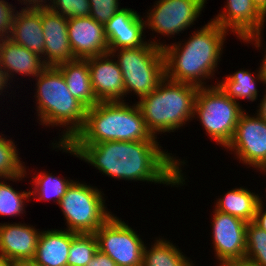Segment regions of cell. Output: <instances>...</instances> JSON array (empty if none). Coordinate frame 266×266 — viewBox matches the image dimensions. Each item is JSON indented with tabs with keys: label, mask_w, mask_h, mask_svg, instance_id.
Listing matches in <instances>:
<instances>
[{
	"label": "cell",
	"mask_w": 266,
	"mask_h": 266,
	"mask_svg": "<svg viewBox=\"0 0 266 266\" xmlns=\"http://www.w3.org/2000/svg\"><path fill=\"white\" fill-rule=\"evenodd\" d=\"M0 65L9 83L14 73L37 77L47 67L39 54L29 51L10 38L0 40Z\"/></svg>",
	"instance_id": "d6986e66"
},
{
	"label": "cell",
	"mask_w": 266,
	"mask_h": 266,
	"mask_svg": "<svg viewBox=\"0 0 266 266\" xmlns=\"http://www.w3.org/2000/svg\"><path fill=\"white\" fill-rule=\"evenodd\" d=\"M198 89L195 85L165 77L154 91L137 102L153 137L156 138L160 132H174L194 118Z\"/></svg>",
	"instance_id": "5b68a950"
},
{
	"label": "cell",
	"mask_w": 266,
	"mask_h": 266,
	"mask_svg": "<svg viewBox=\"0 0 266 266\" xmlns=\"http://www.w3.org/2000/svg\"><path fill=\"white\" fill-rule=\"evenodd\" d=\"M264 84L263 78L258 72L252 76L249 70H239L232 75H227L221 82H217L216 85L222 90L228 97L237 102L238 99H247L255 101L258 96V89L256 87V80Z\"/></svg>",
	"instance_id": "d4e9b609"
},
{
	"label": "cell",
	"mask_w": 266,
	"mask_h": 266,
	"mask_svg": "<svg viewBox=\"0 0 266 266\" xmlns=\"http://www.w3.org/2000/svg\"><path fill=\"white\" fill-rule=\"evenodd\" d=\"M259 170H260V172L262 171L263 173L266 174V164L261 169H259Z\"/></svg>",
	"instance_id": "ee69618b"
},
{
	"label": "cell",
	"mask_w": 266,
	"mask_h": 266,
	"mask_svg": "<svg viewBox=\"0 0 266 266\" xmlns=\"http://www.w3.org/2000/svg\"><path fill=\"white\" fill-rule=\"evenodd\" d=\"M17 266H43V265L37 264L33 261H25L18 263Z\"/></svg>",
	"instance_id": "7bdbcfd3"
},
{
	"label": "cell",
	"mask_w": 266,
	"mask_h": 266,
	"mask_svg": "<svg viewBox=\"0 0 266 266\" xmlns=\"http://www.w3.org/2000/svg\"><path fill=\"white\" fill-rule=\"evenodd\" d=\"M212 218V244L216 259L244 260L246 254V225L244 220L214 209Z\"/></svg>",
	"instance_id": "4fadbf2b"
},
{
	"label": "cell",
	"mask_w": 266,
	"mask_h": 266,
	"mask_svg": "<svg viewBox=\"0 0 266 266\" xmlns=\"http://www.w3.org/2000/svg\"><path fill=\"white\" fill-rule=\"evenodd\" d=\"M49 4L50 10L67 19L88 17L90 15L91 5L89 0H51Z\"/></svg>",
	"instance_id": "4dcf8cb0"
},
{
	"label": "cell",
	"mask_w": 266,
	"mask_h": 266,
	"mask_svg": "<svg viewBox=\"0 0 266 266\" xmlns=\"http://www.w3.org/2000/svg\"><path fill=\"white\" fill-rule=\"evenodd\" d=\"M147 13L145 27L161 35L179 34L197 20L206 0H158ZM203 8V9H202Z\"/></svg>",
	"instance_id": "30bf717a"
},
{
	"label": "cell",
	"mask_w": 266,
	"mask_h": 266,
	"mask_svg": "<svg viewBox=\"0 0 266 266\" xmlns=\"http://www.w3.org/2000/svg\"><path fill=\"white\" fill-rule=\"evenodd\" d=\"M218 266H257L248 260L222 261Z\"/></svg>",
	"instance_id": "8d00e7d4"
},
{
	"label": "cell",
	"mask_w": 266,
	"mask_h": 266,
	"mask_svg": "<svg viewBox=\"0 0 266 266\" xmlns=\"http://www.w3.org/2000/svg\"><path fill=\"white\" fill-rule=\"evenodd\" d=\"M97 250L95 234H77L71 241L67 266H86Z\"/></svg>",
	"instance_id": "83f0119b"
},
{
	"label": "cell",
	"mask_w": 266,
	"mask_h": 266,
	"mask_svg": "<svg viewBox=\"0 0 266 266\" xmlns=\"http://www.w3.org/2000/svg\"><path fill=\"white\" fill-rule=\"evenodd\" d=\"M245 260L257 266H266V231L253 221L246 225Z\"/></svg>",
	"instance_id": "f1b7e54d"
},
{
	"label": "cell",
	"mask_w": 266,
	"mask_h": 266,
	"mask_svg": "<svg viewBox=\"0 0 266 266\" xmlns=\"http://www.w3.org/2000/svg\"><path fill=\"white\" fill-rule=\"evenodd\" d=\"M142 266H194L173 243L156 238L150 250L144 245Z\"/></svg>",
	"instance_id": "cb8c5ba5"
},
{
	"label": "cell",
	"mask_w": 266,
	"mask_h": 266,
	"mask_svg": "<svg viewBox=\"0 0 266 266\" xmlns=\"http://www.w3.org/2000/svg\"><path fill=\"white\" fill-rule=\"evenodd\" d=\"M39 229L21 223H0V256L18 264L32 261L36 254Z\"/></svg>",
	"instance_id": "ac0fdd59"
},
{
	"label": "cell",
	"mask_w": 266,
	"mask_h": 266,
	"mask_svg": "<svg viewBox=\"0 0 266 266\" xmlns=\"http://www.w3.org/2000/svg\"><path fill=\"white\" fill-rule=\"evenodd\" d=\"M244 109L228 97L217 85L199 87L194 103L197 114L207 135L224 148L228 146Z\"/></svg>",
	"instance_id": "52a82bcc"
},
{
	"label": "cell",
	"mask_w": 266,
	"mask_h": 266,
	"mask_svg": "<svg viewBox=\"0 0 266 266\" xmlns=\"http://www.w3.org/2000/svg\"><path fill=\"white\" fill-rule=\"evenodd\" d=\"M194 32L183 46L179 42L170 46L164 44L165 77L174 82L207 87L204 80L211 79L216 71L228 31L210 20Z\"/></svg>",
	"instance_id": "7a4b0ae2"
},
{
	"label": "cell",
	"mask_w": 266,
	"mask_h": 266,
	"mask_svg": "<svg viewBox=\"0 0 266 266\" xmlns=\"http://www.w3.org/2000/svg\"><path fill=\"white\" fill-rule=\"evenodd\" d=\"M35 185L33 191H30V196L35 200H52L60 203L61 198L65 194L67 188L71 185L73 180L63 179L61 177L52 176V173L40 172L32 178ZM56 200V201H55Z\"/></svg>",
	"instance_id": "484cf974"
},
{
	"label": "cell",
	"mask_w": 266,
	"mask_h": 266,
	"mask_svg": "<svg viewBox=\"0 0 266 266\" xmlns=\"http://www.w3.org/2000/svg\"><path fill=\"white\" fill-rule=\"evenodd\" d=\"M260 107L257 110V115L266 122V89H265V95L263 96L262 100L260 101Z\"/></svg>",
	"instance_id": "74e56055"
},
{
	"label": "cell",
	"mask_w": 266,
	"mask_h": 266,
	"mask_svg": "<svg viewBox=\"0 0 266 266\" xmlns=\"http://www.w3.org/2000/svg\"><path fill=\"white\" fill-rule=\"evenodd\" d=\"M77 234L66 229L41 231L32 261L43 266H67L71 241Z\"/></svg>",
	"instance_id": "ffe728a7"
},
{
	"label": "cell",
	"mask_w": 266,
	"mask_h": 266,
	"mask_svg": "<svg viewBox=\"0 0 266 266\" xmlns=\"http://www.w3.org/2000/svg\"><path fill=\"white\" fill-rule=\"evenodd\" d=\"M10 39L24 46L29 51L44 55V34L41 12L34 9H21L17 11Z\"/></svg>",
	"instance_id": "44dd1931"
},
{
	"label": "cell",
	"mask_w": 266,
	"mask_h": 266,
	"mask_svg": "<svg viewBox=\"0 0 266 266\" xmlns=\"http://www.w3.org/2000/svg\"><path fill=\"white\" fill-rule=\"evenodd\" d=\"M224 11L211 19L221 28L235 33L240 40L262 44L261 31L264 29L265 16L256 8L252 0H227ZM263 27V28H262Z\"/></svg>",
	"instance_id": "7c38bea8"
},
{
	"label": "cell",
	"mask_w": 266,
	"mask_h": 266,
	"mask_svg": "<svg viewBox=\"0 0 266 266\" xmlns=\"http://www.w3.org/2000/svg\"><path fill=\"white\" fill-rule=\"evenodd\" d=\"M158 143L157 140H145L87 145L52 144L53 147L90 163L108 177L181 186L185 182L181 173V166L185 161L161 150L162 146Z\"/></svg>",
	"instance_id": "6da1fadb"
},
{
	"label": "cell",
	"mask_w": 266,
	"mask_h": 266,
	"mask_svg": "<svg viewBox=\"0 0 266 266\" xmlns=\"http://www.w3.org/2000/svg\"><path fill=\"white\" fill-rule=\"evenodd\" d=\"M266 53V50H265ZM264 58L262 60V64L259 68L260 76L263 78L264 84H266V54H264Z\"/></svg>",
	"instance_id": "60d3db41"
},
{
	"label": "cell",
	"mask_w": 266,
	"mask_h": 266,
	"mask_svg": "<svg viewBox=\"0 0 266 266\" xmlns=\"http://www.w3.org/2000/svg\"><path fill=\"white\" fill-rule=\"evenodd\" d=\"M110 53L87 58L94 94L99 102L124 101L125 88L118 62ZM122 99V100H121Z\"/></svg>",
	"instance_id": "2e32d148"
},
{
	"label": "cell",
	"mask_w": 266,
	"mask_h": 266,
	"mask_svg": "<svg viewBox=\"0 0 266 266\" xmlns=\"http://www.w3.org/2000/svg\"><path fill=\"white\" fill-rule=\"evenodd\" d=\"M86 266H117V264L107 254L98 249Z\"/></svg>",
	"instance_id": "836d02e7"
},
{
	"label": "cell",
	"mask_w": 266,
	"mask_h": 266,
	"mask_svg": "<svg viewBox=\"0 0 266 266\" xmlns=\"http://www.w3.org/2000/svg\"><path fill=\"white\" fill-rule=\"evenodd\" d=\"M263 201L259 197V204L255 213L254 223L261 229L266 231V209H263Z\"/></svg>",
	"instance_id": "e575fe53"
},
{
	"label": "cell",
	"mask_w": 266,
	"mask_h": 266,
	"mask_svg": "<svg viewBox=\"0 0 266 266\" xmlns=\"http://www.w3.org/2000/svg\"><path fill=\"white\" fill-rule=\"evenodd\" d=\"M56 67L61 71L68 90L74 98L87 108L99 103L92 88L87 59H75Z\"/></svg>",
	"instance_id": "7402d4cb"
},
{
	"label": "cell",
	"mask_w": 266,
	"mask_h": 266,
	"mask_svg": "<svg viewBox=\"0 0 266 266\" xmlns=\"http://www.w3.org/2000/svg\"><path fill=\"white\" fill-rule=\"evenodd\" d=\"M35 79L40 125L65 126L67 130L57 144L66 145L83 128L88 108L73 97L57 67L47 66Z\"/></svg>",
	"instance_id": "277c9868"
},
{
	"label": "cell",
	"mask_w": 266,
	"mask_h": 266,
	"mask_svg": "<svg viewBox=\"0 0 266 266\" xmlns=\"http://www.w3.org/2000/svg\"><path fill=\"white\" fill-rule=\"evenodd\" d=\"M7 84L10 85V83H8V79L7 76L3 70V68L0 65V92L2 93V91L8 86ZM6 86V87H5ZM0 93V95H1Z\"/></svg>",
	"instance_id": "f35d334b"
},
{
	"label": "cell",
	"mask_w": 266,
	"mask_h": 266,
	"mask_svg": "<svg viewBox=\"0 0 266 266\" xmlns=\"http://www.w3.org/2000/svg\"><path fill=\"white\" fill-rule=\"evenodd\" d=\"M225 149L234 151L240 162L261 169L266 164V122L244 111Z\"/></svg>",
	"instance_id": "8fae6325"
},
{
	"label": "cell",
	"mask_w": 266,
	"mask_h": 266,
	"mask_svg": "<svg viewBox=\"0 0 266 266\" xmlns=\"http://www.w3.org/2000/svg\"><path fill=\"white\" fill-rule=\"evenodd\" d=\"M68 37L76 59H87L109 53L104 24L90 16L68 19Z\"/></svg>",
	"instance_id": "5bb4252c"
},
{
	"label": "cell",
	"mask_w": 266,
	"mask_h": 266,
	"mask_svg": "<svg viewBox=\"0 0 266 266\" xmlns=\"http://www.w3.org/2000/svg\"><path fill=\"white\" fill-rule=\"evenodd\" d=\"M38 10L41 12L45 37L44 56H42L45 65L56 67L62 63L75 60L69 43L68 19L49 8Z\"/></svg>",
	"instance_id": "9a60e30c"
},
{
	"label": "cell",
	"mask_w": 266,
	"mask_h": 266,
	"mask_svg": "<svg viewBox=\"0 0 266 266\" xmlns=\"http://www.w3.org/2000/svg\"><path fill=\"white\" fill-rule=\"evenodd\" d=\"M163 47V43L153 40L138 48H119L110 53L118 58L125 95L133 91L140 100L154 91L165 78Z\"/></svg>",
	"instance_id": "8992f818"
},
{
	"label": "cell",
	"mask_w": 266,
	"mask_h": 266,
	"mask_svg": "<svg viewBox=\"0 0 266 266\" xmlns=\"http://www.w3.org/2000/svg\"><path fill=\"white\" fill-rule=\"evenodd\" d=\"M157 138L149 132L138 104L99 102L88 108L83 128L66 145L108 141H145Z\"/></svg>",
	"instance_id": "3957f363"
},
{
	"label": "cell",
	"mask_w": 266,
	"mask_h": 266,
	"mask_svg": "<svg viewBox=\"0 0 266 266\" xmlns=\"http://www.w3.org/2000/svg\"><path fill=\"white\" fill-rule=\"evenodd\" d=\"M145 20L130 8H121L104 25L109 53L119 48H138L147 42L142 38Z\"/></svg>",
	"instance_id": "e0dca14e"
},
{
	"label": "cell",
	"mask_w": 266,
	"mask_h": 266,
	"mask_svg": "<svg viewBox=\"0 0 266 266\" xmlns=\"http://www.w3.org/2000/svg\"><path fill=\"white\" fill-rule=\"evenodd\" d=\"M256 8L266 17V0H252Z\"/></svg>",
	"instance_id": "ab89813d"
},
{
	"label": "cell",
	"mask_w": 266,
	"mask_h": 266,
	"mask_svg": "<svg viewBox=\"0 0 266 266\" xmlns=\"http://www.w3.org/2000/svg\"><path fill=\"white\" fill-rule=\"evenodd\" d=\"M17 10L5 0H0V40L9 39Z\"/></svg>",
	"instance_id": "d6a6232c"
},
{
	"label": "cell",
	"mask_w": 266,
	"mask_h": 266,
	"mask_svg": "<svg viewBox=\"0 0 266 266\" xmlns=\"http://www.w3.org/2000/svg\"><path fill=\"white\" fill-rule=\"evenodd\" d=\"M98 249L117 266H142L144 242L117 216L111 215L94 233Z\"/></svg>",
	"instance_id": "9c48e42d"
},
{
	"label": "cell",
	"mask_w": 266,
	"mask_h": 266,
	"mask_svg": "<svg viewBox=\"0 0 266 266\" xmlns=\"http://www.w3.org/2000/svg\"><path fill=\"white\" fill-rule=\"evenodd\" d=\"M259 204V196L249 189L239 187L229 190L222 198L216 200L215 210L238 217L249 223L254 221Z\"/></svg>",
	"instance_id": "603a6c76"
},
{
	"label": "cell",
	"mask_w": 266,
	"mask_h": 266,
	"mask_svg": "<svg viewBox=\"0 0 266 266\" xmlns=\"http://www.w3.org/2000/svg\"><path fill=\"white\" fill-rule=\"evenodd\" d=\"M12 139L4 138L0 134V179L19 181L26 177V168ZM25 176V177H24Z\"/></svg>",
	"instance_id": "4316f807"
},
{
	"label": "cell",
	"mask_w": 266,
	"mask_h": 266,
	"mask_svg": "<svg viewBox=\"0 0 266 266\" xmlns=\"http://www.w3.org/2000/svg\"><path fill=\"white\" fill-rule=\"evenodd\" d=\"M89 3V16L104 25L121 9L118 0H89Z\"/></svg>",
	"instance_id": "1f68e13d"
},
{
	"label": "cell",
	"mask_w": 266,
	"mask_h": 266,
	"mask_svg": "<svg viewBox=\"0 0 266 266\" xmlns=\"http://www.w3.org/2000/svg\"><path fill=\"white\" fill-rule=\"evenodd\" d=\"M0 215L16 216L23 214L25 200L31 198L30 190L19 192L7 185V182L0 180Z\"/></svg>",
	"instance_id": "f546056e"
},
{
	"label": "cell",
	"mask_w": 266,
	"mask_h": 266,
	"mask_svg": "<svg viewBox=\"0 0 266 266\" xmlns=\"http://www.w3.org/2000/svg\"><path fill=\"white\" fill-rule=\"evenodd\" d=\"M103 195L98 188L73 181L58 204L67 220L66 230L94 234L112 215L105 207Z\"/></svg>",
	"instance_id": "ba28073f"
},
{
	"label": "cell",
	"mask_w": 266,
	"mask_h": 266,
	"mask_svg": "<svg viewBox=\"0 0 266 266\" xmlns=\"http://www.w3.org/2000/svg\"><path fill=\"white\" fill-rule=\"evenodd\" d=\"M0 266H17V264L9 259H6L5 257L0 256Z\"/></svg>",
	"instance_id": "b9f144b4"
},
{
	"label": "cell",
	"mask_w": 266,
	"mask_h": 266,
	"mask_svg": "<svg viewBox=\"0 0 266 266\" xmlns=\"http://www.w3.org/2000/svg\"><path fill=\"white\" fill-rule=\"evenodd\" d=\"M20 1V3H23V5L27 4L25 8L21 7L22 9H34V10H38V9H44V8H49L50 4H46L47 1L46 0H18ZM51 2V0H50ZM45 3V4H44Z\"/></svg>",
	"instance_id": "d590c367"
}]
</instances>
